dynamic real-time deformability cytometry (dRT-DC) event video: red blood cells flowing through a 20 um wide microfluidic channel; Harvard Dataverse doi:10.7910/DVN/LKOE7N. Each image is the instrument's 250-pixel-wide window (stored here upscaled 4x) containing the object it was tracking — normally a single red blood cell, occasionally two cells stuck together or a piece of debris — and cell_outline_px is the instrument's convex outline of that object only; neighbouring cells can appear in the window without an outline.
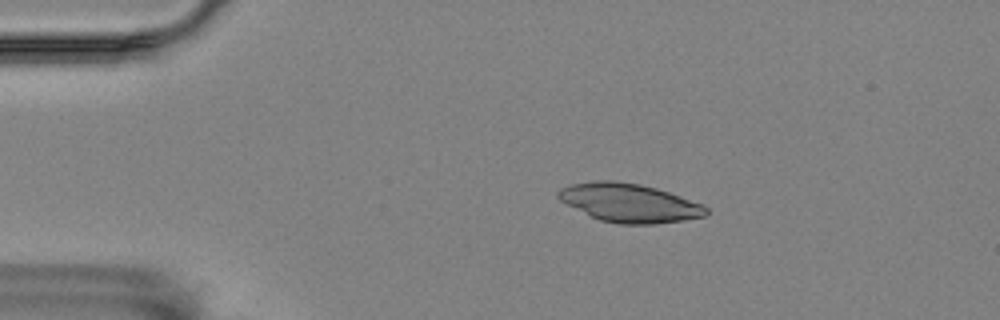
{"species": "Egyptian fruit bat (a non-hibernating species)", "species_latin": "Rousettus aegyptiacus", "temperature_condition": "room temperature", "stored_images_in_passage": 56, "camera_frame_rate_fps": 3000, "um_per_image_px": 0.085, "animal": {"sex": "female"}, "frame": {"image": 1, "passage_image": 10, "time_ms": 3.0, "image_size_px": [1000, 320], "cell_outline_px": [[708, 216], [684, 220], [652, 224], [620, 224], [600, 220], [560, 200], [556, 196], [556, 192], [560, 188], [572, 184], [592, 180], [612, 180], [640, 184], [656, 188], [704, 204], [708, 208]], "centroid_in_image_um": [53.52, 17.23], "position_along_channel_um": 31.5, "area_um2": 33.23}}
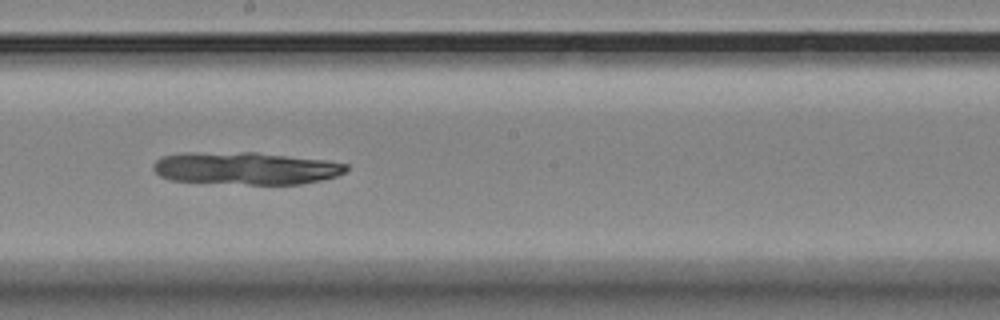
{"frame": {"image": 2, "passage_image": 31, "time_ms": 10.0, "image_size_px": [1000, 320], "cell_outline_px": [[348, 168], [344, 172], [336, 176], [320, 180], [300, 184], [248, 184], [172, 180], [160, 176], [152, 168], [152, 164], [160, 156], [180, 152], [256, 152], [324, 160], [348, 164]], "centroid_in_image_um": [20.83, 14.28], "position_along_channel_um": 227.4, "area_um2": 36.59}}
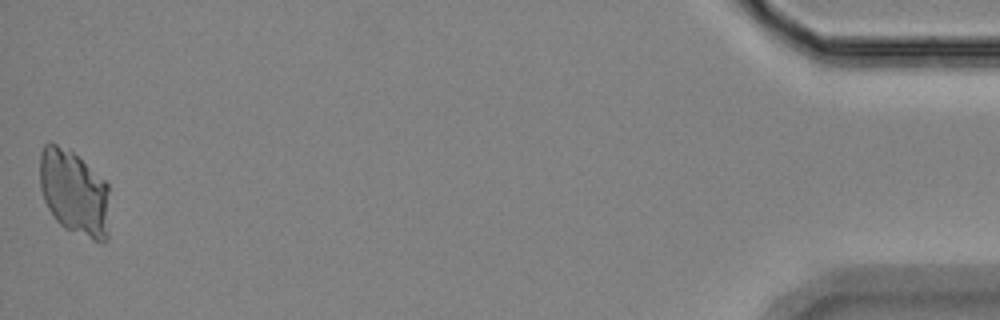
{"frame": {"image": 3, "passage_image": 56, "time_ms": 18.333, "image_size_px": [1000, 320], "cell_outline_px": [[108, 240], [104, 244], [100, 244], [64, 228], [56, 220], [48, 208], [44, 200], [40, 188], [40, 152], [44, 144], [56, 144], [72, 152], [104, 180], [108, 184]], "centroid_in_image_um": [6.32, 16.44], "position_along_channel_um": 428.9, "area_um2": 34.74}}